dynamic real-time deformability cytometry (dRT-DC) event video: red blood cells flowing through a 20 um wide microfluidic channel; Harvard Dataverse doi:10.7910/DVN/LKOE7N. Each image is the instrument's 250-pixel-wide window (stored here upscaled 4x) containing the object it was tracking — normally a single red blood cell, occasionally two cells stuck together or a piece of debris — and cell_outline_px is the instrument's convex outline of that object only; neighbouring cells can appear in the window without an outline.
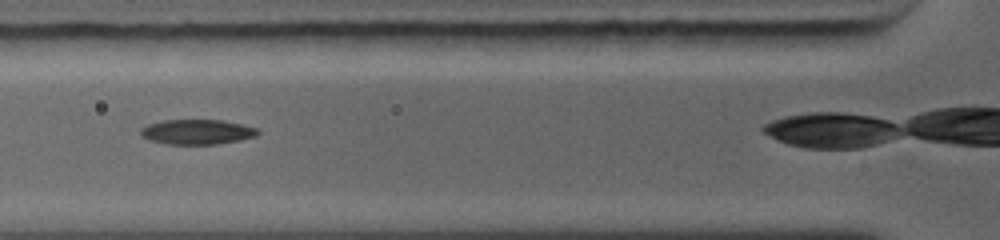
{"species": "common noctule bat (a hibernating species)", "species_latin": "Nyctalus noctula", "temperature_condition": "warm", "stored_images_in_passage": 9, "camera_frame_rate_fps": 5000, "um_per_image_px": 0.085, "animal": {"sex": "female", "body_mass_g": 19.0, "forearm_length_mm": 56.7}, "frame": {"image": 1, "passage_image": 3, "time_ms": 1.2, "image_size_px": [1000, 240], "cell_outline_px": [[260, 132], [256, 136], [240, 140], [216, 144], [164, 144], [148, 140], [140, 132], [140, 128], [148, 124], [164, 120], [220, 120], [240, 124], [256, 128]], "centroid_in_image_um": [16.72, 11.21], "position_along_channel_um": 109.1, "area_um2": 16.94}}